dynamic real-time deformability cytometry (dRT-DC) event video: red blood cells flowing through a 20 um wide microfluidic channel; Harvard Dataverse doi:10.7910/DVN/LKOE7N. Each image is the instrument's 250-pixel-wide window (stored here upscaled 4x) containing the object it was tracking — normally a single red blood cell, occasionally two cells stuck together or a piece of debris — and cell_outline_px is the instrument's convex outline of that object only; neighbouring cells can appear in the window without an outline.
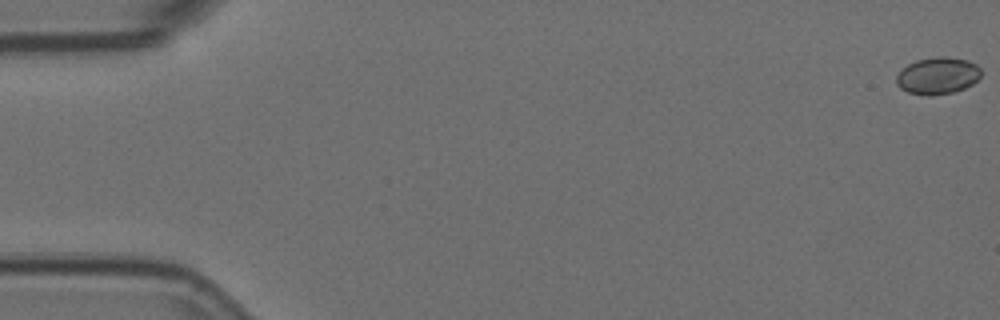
{"species": "Egyptian fruit bat (a non-hibernating species)", "species_latin": "Rousettus aegyptiacus", "temperature_condition": "room temperature", "stored_images_in_passage": 6, "camera_frame_rate_fps": 3000, "um_per_image_px": 0.085, "animal": {"sex": "female"}, "frame": {"image": 1, "passage_image": 1, "time_ms": 0.0, "image_size_px": [1000, 320], "cell_outline_px": [[980, 76], [972, 84], [964, 88], [952, 92], [932, 96], [928, 96], [908, 92], [900, 88], [896, 84], [896, 76], [908, 64], [916, 60], [936, 56], [948, 56], [968, 60], [976, 64], [980, 68]], "centroid_in_image_um": [79.7, 6.43], "position_along_channel_um": 5.3, "area_um2": 18.26}}